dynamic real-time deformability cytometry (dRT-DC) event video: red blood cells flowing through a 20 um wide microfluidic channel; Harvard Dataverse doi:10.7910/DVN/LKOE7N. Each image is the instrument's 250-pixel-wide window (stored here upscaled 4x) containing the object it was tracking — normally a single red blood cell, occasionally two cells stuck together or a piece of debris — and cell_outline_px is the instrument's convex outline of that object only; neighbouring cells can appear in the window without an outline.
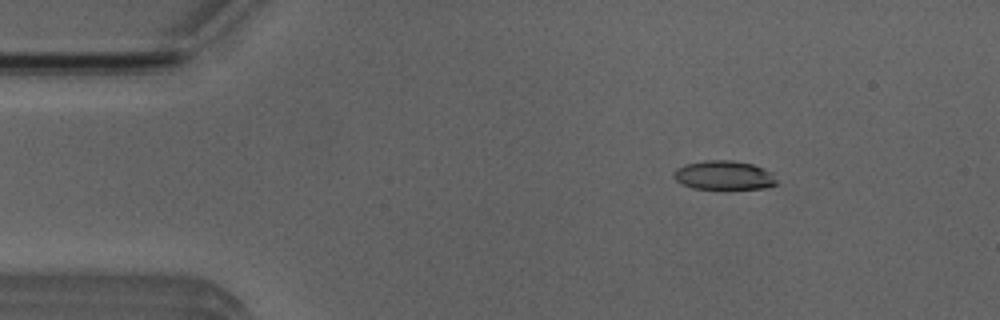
{"species": "Egyptian fruit bat (a non-hibernating species)", "species_latin": "Rousettus aegyptiacus", "temperature_condition": "room temperature", "stored_images_in_passage": 3, "camera_frame_rate_fps": 3000, "um_per_image_px": 0.085, "animal": {"sex": "male"}, "frame": {"image": 1, "passage_image": 1, "time_ms": 0.0, "image_size_px": [1000, 320], "cell_outline_px": [[776, 184], [768, 188], [692, 188], [680, 184], [672, 176], [672, 172], [676, 168], [684, 164], [704, 160], [732, 160], [752, 164], [764, 168], [772, 172], [776, 180]], "centroid_in_image_um": [61.49, 14.88], "position_along_channel_um": 23.5, "area_um2": 17.51}}